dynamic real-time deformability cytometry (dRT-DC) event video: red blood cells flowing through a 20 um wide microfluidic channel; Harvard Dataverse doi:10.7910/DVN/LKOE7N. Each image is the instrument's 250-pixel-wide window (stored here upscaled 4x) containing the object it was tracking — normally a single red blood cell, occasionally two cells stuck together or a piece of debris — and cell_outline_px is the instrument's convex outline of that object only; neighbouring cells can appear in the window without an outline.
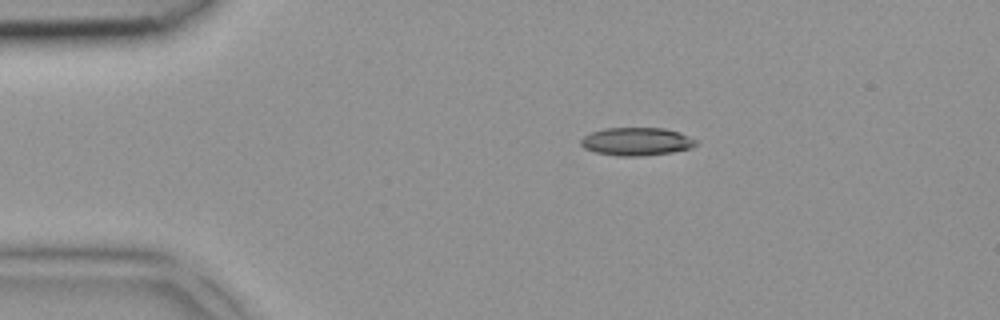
{"species": "common noctule bat (a hibernating species)", "species_latin": "Nyctalus noctula", "temperature_condition": "room temperature", "stored_images_in_passage": 3, "camera_frame_rate_fps": 3000, "um_per_image_px": 0.085, "animal": {"sex": "female", "body_mass_g": 18.4}, "frame": {"image": 1, "passage_image": 1, "time_ms": 0.0, "image_size_px": [1000, 320], "cell_outline_px": [[700, 140], [692, 148], [672, 152], [640, 156], [616, 156], [592, 152], [584, 148], [580, 144], [580, 140], [584, 136], [592, 132], [604, 128], [664, 128], [680, 132]], "centroid_in_image_um": [54.12, 12.03], "position_along_channel_um": 30.9, "area_um2": 19.07}}
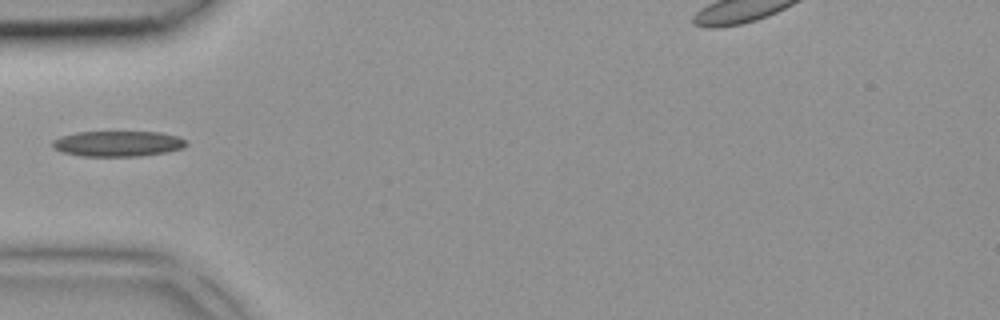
{"frame": {"image": 2, "passage_image": 3, "time_ms": 0.667, "image_size_px": [1000, 320], "cell_outline_px": [[188, 144], [180, 148], [168, 152], [140, 156], [80, 156], [60, 152], [52, 148], [52, 140], [60, 136], [76, 132], [160, 132], [180, 136], [188, 140]], "centroid_in_image_um": [10.01, 12.21], "position_along_channel_um": 75.0, "area_um2": 20.23}}